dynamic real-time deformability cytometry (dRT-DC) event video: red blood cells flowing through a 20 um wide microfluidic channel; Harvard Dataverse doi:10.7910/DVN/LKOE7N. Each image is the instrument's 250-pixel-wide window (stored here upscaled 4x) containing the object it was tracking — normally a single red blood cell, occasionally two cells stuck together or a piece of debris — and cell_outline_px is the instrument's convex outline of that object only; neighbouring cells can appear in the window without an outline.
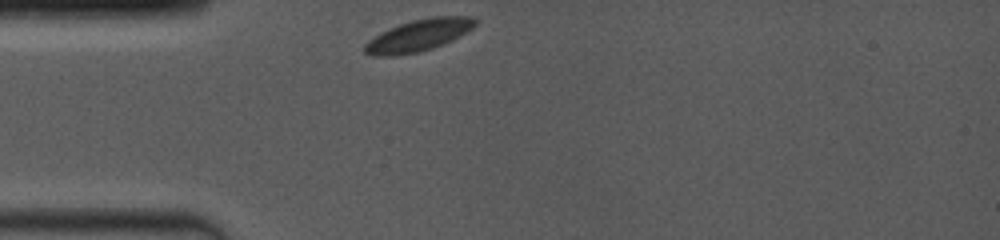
{"species": "common noctule bat (a hibernating species)", "species_latin": "Nyctalus noctula", "temperature_condition": "room temperature", "stored_images_in_passage": 15, "camera_frame_rate_fps": 4000, "um_per_image_px": 0.085, "animal": {"sex": "female", "body_mass_g": 19.0, "forearm_length_mm": 53.3}, "frame": {"image": 1, "passage_image": 1, "time_ms": 0.0, "image_size_px": [1000, 240], "cell_outline_px": [[476, 24], [472, 28], [460, 36], [444, 44], [420, 52], [392, 56], [372, 56], [364, 52], [364, 44], [368, 40], [400, 24], [412, 20], [432, 16], [472, 16], [476, 20]], "centroid_in_image_um": [35.6, 3.01], "position_along_channel_um": 49.4, "area_um2": 20.35}}
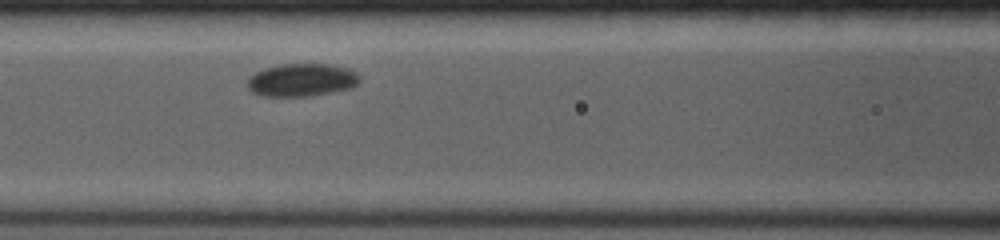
{"frame": {"image": 2, "passage_image": 9, "time_ms": 2.75, "image_size_px": [1000, 240], "cell_outline_px": [[360, 80], [352, 88], [312, 96], [260, 96], [252, 92], [248, 88], [248, 76], [264, 68], [284, 64], [328, 64], [348, 68], [356, 72], [360, 76]], "centroid_in_image_um": [25.65, 6.8], "position_along_channel_um": 141.0, "area_um2": 21.62}}
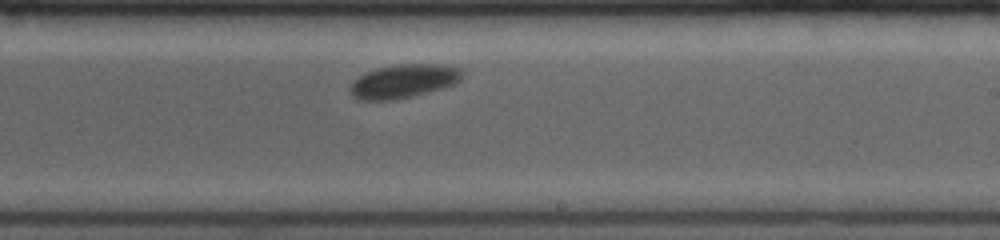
{"frame": {"image": 3, "passage_image": 15, "time_ms": 5.75, "image_size_px": [1000, 240], "cell_outline_px": [[460, 80], [456, 84], [412, 96], [392, 100], [356, 100], [352, 96], [348, 88], [360, 76], [376, 68], [400, 64], [432, 64], [456, 68], [460, 72]], "centroid_in_image_um": [34.24, 6.92], "position_along_channel_um": 254.8, "area_um2": 21.5}}